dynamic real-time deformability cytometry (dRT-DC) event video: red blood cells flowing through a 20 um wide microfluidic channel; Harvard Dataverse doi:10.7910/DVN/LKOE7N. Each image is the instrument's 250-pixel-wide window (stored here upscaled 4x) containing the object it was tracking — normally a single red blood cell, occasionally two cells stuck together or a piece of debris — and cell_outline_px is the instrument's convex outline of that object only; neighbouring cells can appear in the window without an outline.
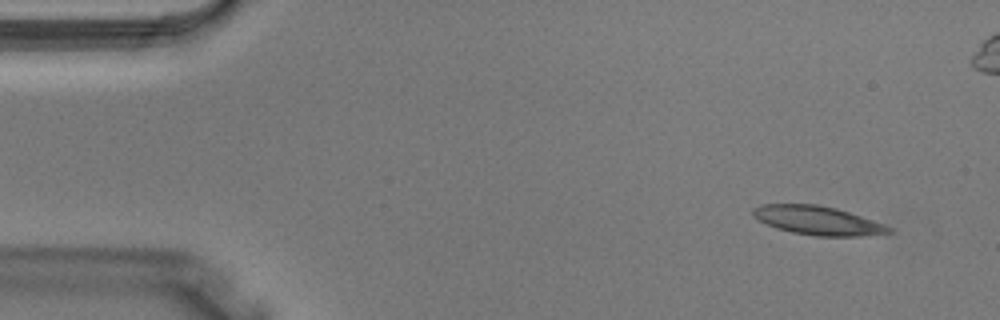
{"species": "Egyptian fruit bat (a non-hibernating species)", "species_latin": "Rousettus aegyptiacus", "temperature_condition": "warm", "stored_images_in_passage": 4, "camera_frame_rate_fps": 3000, "um_per_image_px": 0.085, "animal": {"sex": "male"}, "frame": {"image": 1, "passage_image": 1, "time_ms": 0.0, "image_size_px": [1000, 320], "cell_outline_px": [[896, 232], [860, 236], [816, 236], [792, 232], [776, 228], [752, 216], [752, 208], [760, 204], [816, 204], [836, 208], [884, 224], [892, 228]], "centroid_in_image_um": [69.5, 18.74], "position_along_channel_um": 15.5, "area_um2": 22.72}}